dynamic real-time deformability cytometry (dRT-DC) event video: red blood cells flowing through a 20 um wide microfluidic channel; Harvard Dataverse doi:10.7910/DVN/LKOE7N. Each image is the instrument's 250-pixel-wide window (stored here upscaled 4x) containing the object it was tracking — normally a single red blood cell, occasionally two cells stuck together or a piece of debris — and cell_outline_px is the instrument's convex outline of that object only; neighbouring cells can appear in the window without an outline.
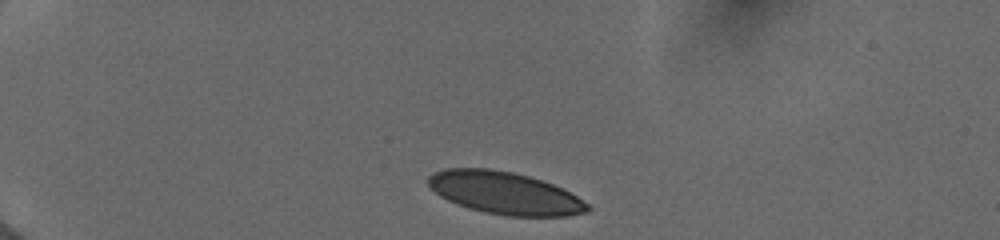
{"species": "human", "species_latin": "Homo sapiens", "temperature_condition": "cold", "stored_images_in_passage": 4, "camera_frame_rate_fps": 3000, "um_per_image_px": 0.085, "donor": {"sex": "female"}, "frame": {"image": 1, "passage_image": 1, "time_ms": 0.0, "image_size_px": [1000, 240], "cell_outline_px": [[592, 208], [588, 212], [568, 216], [508, 216], [484, 212], [468, 208], [456, 204], [440, 196], [428, 184], [428, 176], [432, 172], [444, 168], [488, 168], [512, 172], [528, 176], [552, 184], [576, 196], [588, 204]], "centroid_in_image_um": [42.88, 16.41], "position_along_channel_um": 42.1, "area_um2": 39.25}}
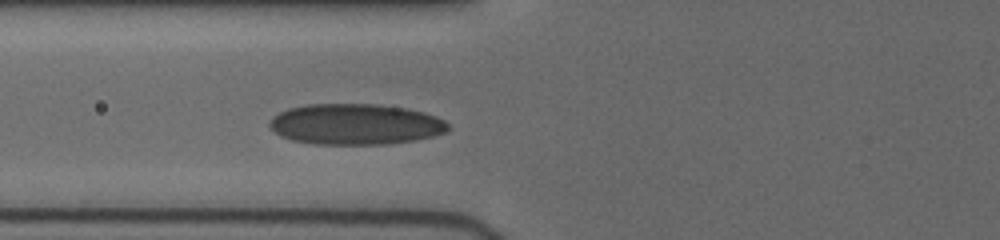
{"frame": {"image": 2, "passage_image": 4, "time_ms": 3.0, "image_size_px": [1000, 240], "cell_outline_px": [[448, 132], [416, 140], [388, 144], [312, 144], [292, 140], [280, 136], [268, 124], [272, 116], [288, 108], [308, 104], [376, 104], [404, 108], [424, 112], [436, 116], [444, 120], [448, 124]], "centroid_in_image_um": [30.21, 10.56], "position_along_channel_um": 95.6, "area_um2": 42.6}}